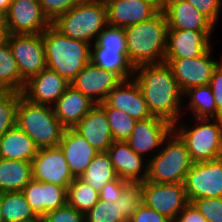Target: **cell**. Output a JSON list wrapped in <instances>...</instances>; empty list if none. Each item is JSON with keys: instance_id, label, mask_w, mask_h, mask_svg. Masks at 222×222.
I'll return each instance as SVG.
<instances>
[{"instance_id": "6da1fadb", "label": "cell", "mask_w": 222, "mask_h": 222, "mask_svg": "<svg viewBox=\"0 0 222 222\" xmlns=\"http://www.w3.org/2000/svg\"><path fill=\"white\" fill-rule=\"evenodd\" d=\"M133 79L138 84L152 116L162 118L172 125L182 118L183 93L167 63L137 66Z\"/></svg>"}, {"instance_id": "7a4b0ae2", "label": "cell", "mask_w": 222, "mask_h": 222, "mask_svg": "<svg viewBox=\"0 0 222 222\" xmlns=\"http://www.w3.org/2000/svg\"><path fill=\"white\" fill-rule=\"evenodd\" d=\"M124 30L128 60L134 68L164 62L168 25L162 10L151 19Z\"/></svg>"}, {"instance_id": "3957f363", "label": "cell", "mask_w": 222, "mask_h": 222, "mask_svg": "<svg viewBox=\"0 0 222 222\" xmlns=\"http://www.w3.org/2000/svg\"><path fill=\"white\" fill-rule=\"evenodd\" d=\"M42 39L47 68L69 83L91 62L92 44L63 35L52 25L42 33Z\"/></svg>"}, {"instance_id": "277c9868", "label": "cell", "mask_w": 222, "mask_h": 222, "mask_svg": "<svg viewBox=\"0 0 222 222\" xmlns=\"http://www.w3.org/2000/svg\"><path fill=\"white\" fill-rule=\"evenodd\" d=\"M191 119L194 124L188 125L189 123L181 118V121L173 125V131L185 143L192 162H206L221 158L222 118Z\"/></svg>"}, {"instance_id": "5b68a950", "label": "cell", "mask_w": 222, "mask_h": 222, "mask_svg": "<svg viewBox=\"0 0 222 222\" xmlns=\"http://www.w3.org/2000/svg\"><path fill=\"white\" fill-rule=\"evenodd\" d=\"M15 125L24 131L39 149L59 146L65 128L53 106L35 104L22 95L16 108Z\"/></svg>"}, {"instance_id": "8992f818", "label": "cell", "mask_w": 222, "mask_h": 222, "mask_svg": "<svg viewBox=\"0 0 222 222\" xmlns=\"http://www.w3.org/2000/svg\"><path fill=\"white\" fill-rule=\"evenodd\" d=\"M51 25L63 35L93 44L108 25L106 3L83 0L57 17Z\"/></svg>"}, {"instance_id": "52a82bcc", "label": "cell", "mask_w": 222, "mask_h": 222, "mask_svg": "<svg viewBox=\"0 0 222 222\" xmlns=\"http://www.w3.org/2000/svg\"><path fill=\"white\" fill-rule=\"evenodd\" d=\"M192 164L185 143L172 131L161 149L148 161L146 180L155 183H183Z\"/></svg>"}, {"instance_id": "ba28073f", "label": "cell", "mask_w": 222, "mask_h": 222, "mask_svg": "<svg viewBox=\"0 0 222 222\" xmlns=\"http://www.w3.org/2000/svg\"><path fill=\"white\" fill-rule=\"evenodd\" d=\"M183 185L190 203L200 198L222 197V157L193 163Z\"/></svg>"}, {"instance_id": "9c48e42d", "label": "cell", "mask_w": 222, "mask_h": 222, "mask_svg": "<svg viewBox=\"0 0 222 222\" xmlns=\"http://www.w3.org/2000/svg\"><path fill=\"white\" fill-rule=\"evenodd\" d=\"M213 48L195 58H164L173 71L179 88L184 94L193 87L208 85L212 73L222 59L215 60Z\"/></svg>"}, {"instance_id": "30bf717a", "label": "cell", "mask_w": 222, "mask_h": 222, "mask_svg": "<svg viewBox=\"0 0 222 222\" xmlns=\"http://www.w3.org/2000/svg\"><path fill=\"white\" fill-rule=\"evenodd\" d=\"M7 40L24 82L47 68L42 34H9Z\"/></svg>"}, {"instance_id": "8fae6325", "label": "cell", "mask_w": 222, "mask_h": 222, "mask_svg": "<svg viewBox=\"0 0 222 222\" xmlns=\"http://www.w3.org/2000/svg\"><path fill=\"white\" fill-rule=\"evenodd\" d=\"M142 188L143 204L173 222L189 203L183 183H155L144 180Z\"/></svg>"}, {"instance_id": "7c38bea8", "label": "cell", "mask_w": 222, "mask_h": 222, "mask_svg": "<svg viewBox=\"0 0 222 222\" xmlns=\"http://www.w3.org/2000/svg\"><path fill=\"white\" fill-rule=\"evenodd\" d=\"M173 131V125L156 116L137 120L130 138V147L148 161L161 149L164 140ZM151 154V155H150Z\"/></svg>"}, {"instance_id": "4fadbf2b", "label": "cell", "mask_w": 222, "mask_h": 222, "mask_svg": "<svg viewBox=\"0 0 222 222\" xmlns=\"http://www.w3.org/2000/svg\"><path fill=\"white\" fill-rule=\"evenodd\" d=\"M5 18L9 34H42L51 25L39 0H13Z\"/></svg>"}, {"instance_id": "5bb4252c", "label": "cell", "mask_w": 222, "mask_h": 222, "mask_svg": "<svg viewBox=\"0 0 222 222\" xmlns=\"http://www.w3.org/2000/svg\"><path fill=\"white\" fill-rule=\"evenodd\" d=\"M32 178L58 186H68L74 179L59 146L41 148L31 162Z\"/></svg>"}, {"instance_id": "9a60e30c", "label": "cell", "mask_w": 222, "mask_h": 222, "mask_svg": "<svg viewBox=\"0 0 222 222\" xmlns=\"http://www.w3.org/2000/svg\"><path fill=\"white\" fill-rule=\"evenodd\" d=\"M108 25L126 28L147 21L161 10V0H108Z\"/></svg>"}, {"instance_id": "2e32d148", "label": "cell", "mask_w": 222, "mask_h": 222, "mask_svg": "<svg viewBox=\"0 0 222 222\" xmlns=\"http://www.w3.org/2000/svg\"><path fill=\"white\" fill-rule=\"evenodd\" d=\"M120 82L122 80L116 74L90 62L75 76L70 85L94 104H100Z\"/></svg>"}, {"instance_id": "e0dca14e", "label": "cell", "mask_w": 222, "mask_h": 222, "mask_svg": "<svg viewBox=\"0 0 222 222\" xmlns=\"http://www.w3.org/2000/svg\"><path fill=\"white\" fill-rule=\"evenodd\" d=\"M213 31L167 30L164 58H195L212 45ZM213 42V43H212Z\"/></svg>"}, {"instance_id": "ac0fdd59", "label": "cell", "mask_w": 222, "mask_h": 222, "mask_svg": "<svg viewBox=\"0 0 222 222\" xmlns=\"http://www.w3.org/2000/svg\"><path fill=\"white\" fill-rule=\"evenodd\" d=\"M168 30L215 31V25L186 0H161Z\"/></svg>"}, {"instance_id": "d6986e66", "label": "cell", "mask_w": 222, "mask_h": 222, "mask_svg": "<svg viewBox=\"0 0 222 222\" xmlns=\"http://www.w3.org/2000/svg\"><path fill=\"white\" fill-rule=\"evenodd\" d=\"M70 83L48 68L25 82L22 96L35 104L53 106Z\"/></svg>"}, {"instance_id": "ffe728a7", "label": "cell", "mask_w": 222, "mask_h": 222, "mask_svg": "<svg viewBox=\"0 0 222 222\" xmlns=\"http://www.w3.org/2000/svg\"><path fill=\"white\" fill-rule=\"evenodd\" d=\"M99 105L121 110L136 120H144L152 116L133 78L120 82Z\"/></svg>"}, {"instance_id": "44dd1931", "label": "cell", "mask_w": 222, "mask_h": 222, "mask_svg": "<svg viewBox=\"0 0 222 222\" xmlns=\"http://www.w3.org/2000/svg\"><path fill=\"white\" fill-rule=\"evenodd\" d=\"M107 153L120 179L143 182L148 175V160L138 155L127 142L114 141Z\"/></svg>"}, {"instance_id": "7402d4cb", "label": "cell", "mask_w": 222, "mask_h": 222, "mask_svg": "<svg viewBox=\"0 0 222 222\" xmlns=\"http://www.w3.org/2000/svg\"><path fill=\"white\" fill-rule=\"evenodd\" d=\"M67 188L68 186H58L32 178L22 193L34 213L42 217L67 203Z\"/></svg>"}, {"instance_id": "603a6c76", "label": "cell", "mask_w": 222, "mask_h": 222, "mask_svg": "<svg viewBox=\"0 0 222 222\" xmlns=\"http://www.w3.org/2000/svg\"><path fill=\"white\" fill-rule=\"evenodd\" d=\"M59 147L62 149L74 178H80L98 151L74 128L64 130Z\"/></svg>"}, {"instance_id": "cb8c5ba5", "label": "cell", "mask_w": 222, "mask_h": 222, "mask_svg": "<svg viewBox=\"0 0 222 222\" xmlns=\"http://www.w3.org/2000/svg\"><path fill=\"white\" fill-rule=\"evenodd\" d=\"M98 152H105L114 142L105 110L96 104L74 127Z\"/></svg>"}, {"instance_id": "d4e9b609", "label": "cell", "mask_w": 222, "mask_h": 222, "mask_svg": "<svg viewBox=\"0 0 222 222\" xmlns=\"http://www.w3.org/2000/svg\"><path fill=\"white\" fill-rule=\"evenodd\" d=\"M95 105L70 85L53 105V109L61 125L68 129L74 128Z\"/></svg>"}, {"instance_id": "484cf974", "label": "cell", "mask_w": 222, "mask_h": 222, "mask_svg": "<svg viewBox=\"0 0 222 222\" xmlns=\"http://www.w3.org/2000/svg\"><path fill=\"white\" fill-rule=\"evenodd\" d=\"M39 148L16 125L0 137V158L32 162Z\"/></svg>"}, {"instance_id": "4316f807", "label": "cell", "mask_w": 222, "mask_h": 222, "mask_svg": "<svg viewBox=\"0 0 222 222\" xmlns=\"http://www.w3.org/2000/svg\"><path fill=\"white\" fill-rule=\"evenodd\" d=\"M91 62L113 72L122 81L133 78L135 68L128 60L127 50H106L95 42L91 45Z\"/></svg>"}, {"instance_id": "83f0119b", "label": "cell", "mask_w": 222, "mask_h": 222, "mask_svg": "<svg viewBox=\"0 0 222 222\" xmlns=\"http://www.w3.org/2000/svg\"><path fill=\"white\" fill-rule=\"evenodd\" d=\"M31 179V162L0 158V192H22Z\"/></svg>"}, {"instance_id": "f1b7e54d", "label": "cell", "mask_w": 222, "mask_h": 222, "mask_svg": "<svg viewBox=\"0 0 222 222\" xmlns=\"http://www.w3.org/2000/svg\"><path fill=\"white\" fill-rule=\"evenodd\" d=\"M183 97L184 100L187 99L186 101H188L183 103L182 118L184 120L187 110L188 113H192L191 117L193 118H216V103L209 84L190 88L183 94Z\"/></svg>"}, {"instance_id": "f546056e", "label": "cell", "mask_w": 222, "mask_h": 222, "mask_svg": "<svg viewBox=\"0 0 222 222\" xmlns=\"http://www.w3.org/2000/svg\"><path fill=\"white\" fill-rule=\"evenodd\" d=\"M24 86L25 82L7 40L0 44V91L22 93Z\"/></svg>"}, {"instance_id": "4dcf8cb0", "label": "cell", "mask_w": 222, "mask_h": 222, "mask_svg": "<svg viewBox=\"0 0 222 222\" xmlns=\"http://www.w3.org/2000/svg\"><path fill=\"white\" fill-rule=\"evenodd\" d=\"M87 184L100 191L103 186L112 180L118 179L113 164L111 163L110 157L105 152H98L91 163L87 166L85 173L80 177Z\"/></svg>"}, {"instance_id": "1f68e13d", "label": "cell", "mask_w": 222, "mask_h": 222, "mask_svg": "<svg viewBox=\"0 0 222 222\" xmlns=\"http://www.w3.org/2000/svg\"><path fill=\"white\" fill-rule=\"evenodd\" d=\"M1 209L4 222H26L38 217L22 192L2 193Z\"/></svg>"}, {"instance_id": "d6a6232c", "label": "cell", "mask_w": 222, "mask_h": 222, "mask_svg": "<svg viewBox=\"0 0 222 222\" xmlns=\"http://www.w3.org/2000/svg\"><path fill=\"white\" fill-rule=\"evenodd\" d=\"M100 200L99 191L81 178H74L67 188V203L84 215Z\"/></svg>"}, {"instance_id": "836d02e7", "label": "cell", "mask_w": 222, "mask_h": 222, "mask_svg": "<svg viewBox=\"0 0 222 222\" xmlns=\"http://www.w3.org/2000/svg\"><path fill=\"white\" fill-rule=\"evenodd\" d=\"M102 108L108 116L109 127L114 141L126 142L130 138L137 120L121 110L112 107Z\"/></svg>"}, {"instance_id": "e575fe53", "label": "cell", "mask_w": 222, "mask_h": 222, "mask_svg": "<svg viewBox=\"0 0 222 222\" xmlns=\"http://www.w3.org/2000/svg\"><path fill=\"white\" fill-rule=\"evenodd\" d=\"M85 222H128L123 217L120 201L99 200L91 210L84 215Z\"/></svg>"}, {"instance_id": "d590c367", "label": "cell", "mask_w": 222, "mask_h": 222, "mask_svg": "<svg viewBox=\"0 0 222 222\" xmlns=\"http://www.w3.org/2000/svg\"><path fill=\"white\" fill-rule=\"evenodd\" d=\"M22 93L0 91V137L15 126L16 108Z\"/></svg>"}, {"instance_id": "8d00e7d4", "label": "cell", "mask_w": 222, "mask_h": 222, "mask_svg": "<svg viewBox=\"0 0 222 222\" xmlns=\"http://www.w3.org/2000/svg\"><path fill=\"white\" fill-rule=\"evenodd\" d=\"M123 211V217L129 221L133 213L143 204L142 182H124L122 195L117 199Z\"/></svg>"}, {"instance_id": "74e56055", "label": "cell", "mask_w": 222, "mask_h": 222, "mask_svg": "<svg viewBox=\"0 0 222 222\" xmlns=\"http://www.w3.org/2000/svg\"><path fill=\"white\" fill-rule=\"evenodd\" d=\"M95 42L106 50H127L124 28L107 25Z\"/></svg>"}, {"instance_id": "f35d334b", "label": "cell", "mask_w": 222, "mask_h": 222, "mask_svg": "<svg viewBox=\"0 0 222 222\" xmlns=\"http://www.w3.org/2000/svg\"><path fill=\"white\" fill-rule=\"evenodd\" d=\"M207 222H222V197L200 198L191 202Z\"/></svg>"}, {"instance_id": "ab89813d", "label": "cell", "mask_w": 222, "mask_h": 222, "mask_svg": "<svg viewBox=\"0 0 222 222\" xmlns=\"http://www.w3.org/2000/svg\"><path fill=\"white\" fill-rule=\"evenodd\" d=\"M83 0H39L40 6L52 23L57 17L68 12L72 7L79 4Z\"/></svg>"}, {"instance_id": "60d3db41", "label": "cell", "mask_w": 222, "mask_h": 222, "mask_svg": "<svg viewBox=\"0 0 222 222\" xmlns=\"http://www.w3.org/2000/svg\"><path fill=\"white\" fill-rule=\"evenodd\" d=\"M42 219L44 222H85L84 214L68 203L56 210L47 212L42 216Z\"/></svg>"}, {"instance_id": "b9f144b4", "label": "cell", "mask_w": 222, "mask_h": 222, "mask_svg": "<svg viewBox=\"0 0 222 222\" xmlns=\"http://www.w3.org/2000/svg\"><path fill=\"white\" fill-rule=\"evenodd\" d=\"M205 15L215 26L222 13V0H186Z\"/></svg>"}, {"instance_id": "7bdbcfd3", "label": "cell", "mask_w": 222, "mask_h": 222, "mask_svg": "<svg viewBox=\"0 0 222 222\" xmlns=\"http://www.w3.org/2000/svg\"><path fill=\"white\" fill-rule=\"evenodd\" d=\"M209 86L216 103V118H222V61L214 69Z\"/></svg>"}, {"instance_id": "ee69618b", "label": "cell", "mask_w": 222, "mask_h": 222, "mask_svg": "<svg viewBox=\"0 0 222 222\" xmlns=\"http://www.w3.org/2000/svg\"><path fill=\"white\" fill-rule=\"evenodd\" d=\"M128 222H173L166 216L142 204Z\"/></svg>"}, {"instance_id": "f6af8a7d", "label": "cell", "mask_w": 222, "mask_h": 222, "mask_svg": "<svg viewBox=\"0 0 222 222\" xmlns=\"http://www.w3.org/2000/svg\"><path fill=\"white\" fill-rule=\"evenodd\" d=\"M123 179H115L107 182L103 188L99 191V198L101 201H117V199L122 195L124 189Z\"/></svg>"}, {"instance_id": "bcb514c9", "label": "cell", "mask_w": 222, "mask_h": 222, "mask_svg": "<svg viewBox=\"0 0 222 222\" xmlns=\"http://www.w3.org/2000/svg\"><path fill=\"white\" fill-rule=\"evenodd\" d=\"M174 222H207L206 218L192 204L188 203Z\"/></svg>"}, {"instance_id": "7dc6e473", "label": "cell", "mask_w": 222, "mask_h": 222, "mask_svg": "<svg viewBox=\"0 0 222 222\" xmlns=\"http://www.w3.org/2000/svg\"><path fill=\"white\" fill-rule=\"evenodd\" d=\"M8 35L5 15L0 13V44L7 41Z\"/></svg>"}, {"instance_id": "c3c4849f", "label": "cell", "mask_w": 222, "mask_h": 222, "mask_svg": "<svg viewBox=\"0 0 222 222\" xmlns=\"http://www.w3.org/2000/svg\"><path fill=\"white\" fill-rule=\"evenodd\" d=\"M12 0H0V13L6 15Z\"/></svg>"}, {"instance_id": "681fc988", "label": "cell", "mask_w": 222, "mask_h": 222, "mask_svg": "<svg viewBox=\"0 0 222 222\" xmlns=\"http://www.w3.org/2000/svg\"><path fill=\"white\" fill-rule=\"evenodd\" d=\"M1 205H2V192H0V222H4Z\"/></svg>"}, {"instance_id": "f907efd6", "label": "cell", "mask_w": 222, "mask_h": 222, "mask_svg": "<svg viewBox=\"0 0 222 222\" xmlns=\"http://www.w3.org/2000/svg\"><path fill=\"white\" fill-rule=\"evenodd\" d=\"M26 222H44L42 217L38 216L37 218L30 220V221H26Z\"/></svg>"}]
</instances>
